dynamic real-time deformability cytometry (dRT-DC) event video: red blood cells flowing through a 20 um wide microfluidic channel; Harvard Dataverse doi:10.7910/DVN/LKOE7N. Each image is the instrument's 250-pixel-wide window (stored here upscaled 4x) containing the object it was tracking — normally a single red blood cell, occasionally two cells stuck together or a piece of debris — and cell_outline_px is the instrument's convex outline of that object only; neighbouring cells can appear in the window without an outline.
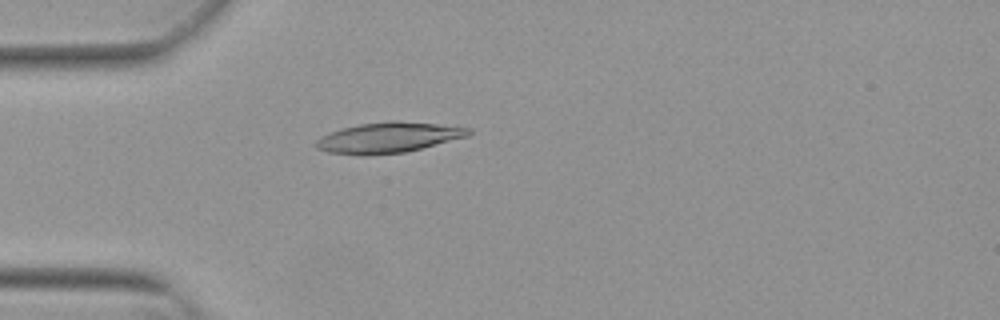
{"species": "Egyptian fruit bat (a non-hibernating species)", "species_latin": "Rousettus aegyptiacus", "temperature_condition": "warm", "stored_images_in_passage": 52, "camera_frame_rate_fps": 3000, "um_per_image_px": 0.085, "animal": {"sex": "female"}, "frame": {"image": 1, "passage_image": 14, "time_ms": 4.333, "image_size_px": [1000, 320], "cell_outline_px": [[472, 132], [468, 136], [404, 152], [364, 156], [360, 156], [328, 152], [316, 148], [312, 144], [320, 136], [340, 128], [360, 124], [388, 120], [400, 120], [472, 128]], "centroid_in_image_um": [32.94, 11.69], "position_along_channel_um": 52.1, "area_um2": 27.34}}
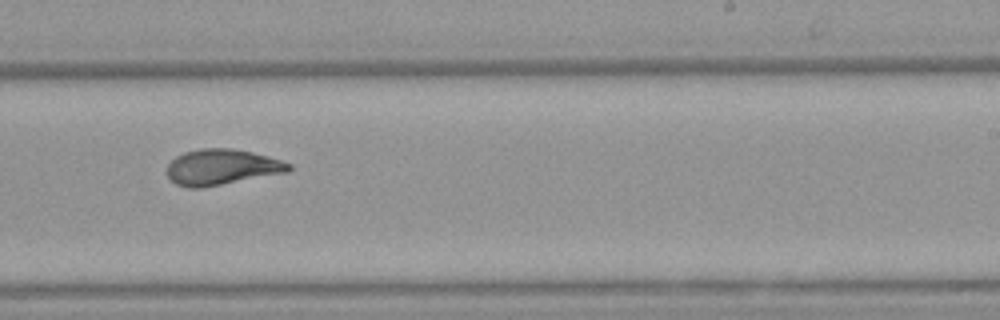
{"frame": {"image": 2, "passage_image": 32, "time_ms": 10.333, "image_size_px": [1000, 320], "cell_outline_px": [[292, 168], [288, 172], [200, 188], [188, 188], [176, 184], [168, 176], [168, 164], [176, 156], [184, 152], [200, 148], [232, 148], [252, 152], [268, 156], [292, 164]], "centroid_in_image_um": [18.86, 14.19], "position_along_channel_um": 270.1, "area_um2": 25.26}}
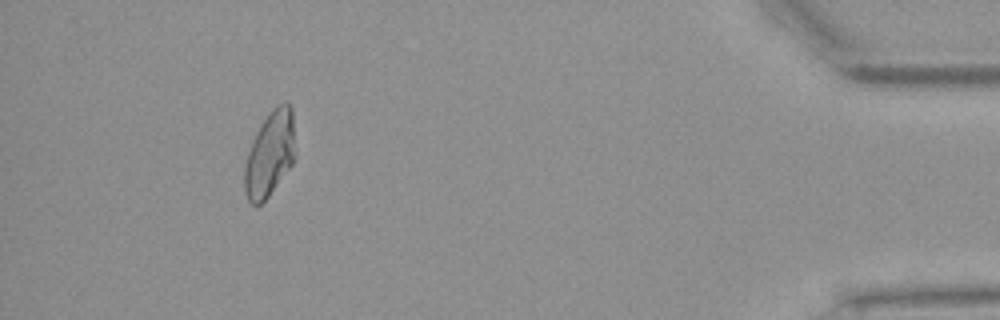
{"frame": {"image": 3, "passage_image": 48, "time_ms": 15.667, "image_size_px": [1000, 320], "cell_outline_px": [[296, 156], [292, 164], [268, 196], [260, 204], [252, 204], [248, 200], [244, 192], [244, 168], [248, 152], [252, 140], [260, 124], [268, 112], [276, 104], [288, 104], [292, 108], [296, 152]], "centroid_in_image_um": [22.94, 13.06], "position_along_channel_um": 412.3, "area_um2": 25.32}, "authors_computed_cell_mechanics": {"area_um2": 25.2875, "velocity_mm_per_s": 3.8199, "shape_relaxation_time_tau1_ms": 6.7926, "shape_relaxation_time_tau2_ms": 1.3429, "deformation_change_tau1": 0.2382, "deformation_change_tau2": 0.0723}}